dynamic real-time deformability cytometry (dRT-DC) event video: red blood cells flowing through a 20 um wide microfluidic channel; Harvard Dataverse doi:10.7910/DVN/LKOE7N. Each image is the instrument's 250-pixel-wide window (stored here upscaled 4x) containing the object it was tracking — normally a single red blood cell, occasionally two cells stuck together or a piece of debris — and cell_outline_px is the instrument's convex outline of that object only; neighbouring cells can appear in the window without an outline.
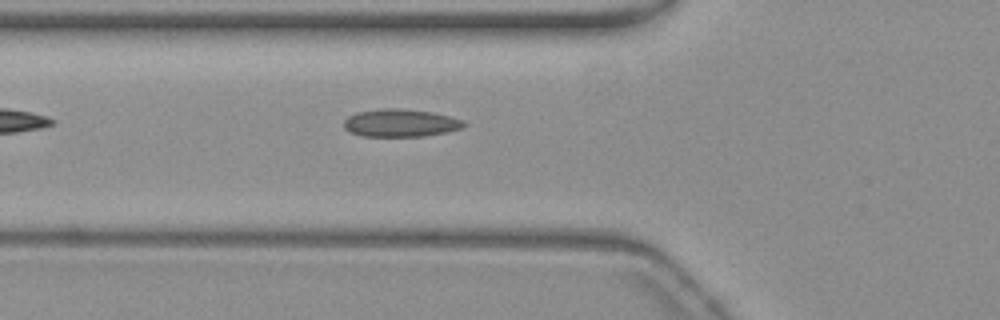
{"species": "common noctule bat (a hibernating species)", "species_latin": "Nyctalus noctula", "temperature_condition": "warm", "stored_images_in_passage": 38, "camera_frame_rate_fps": 3000, "um_per_image_px": 0.085, "animal": {"sex": "female", "body_mass_g": 19.3, "forearm_length_mm": 54.1}, "frame": {"image": 1, "passage_image": 2, "time_ms": 0.333, "image_size_px": [1000, 320], "cell_outline_px": [[468, 124], [460, 128], [444, 132], [424, 136], [360, 136], [348, 132], [344, 128], [344, 120], [348, 116], [356, 112], [380, 108], [400, 108], [432, 112], [464, 120]], "centroid_in_image_um": [33.99, 10.44], "position_along_channel_um": 91.8, "area_um2": 19.48}}
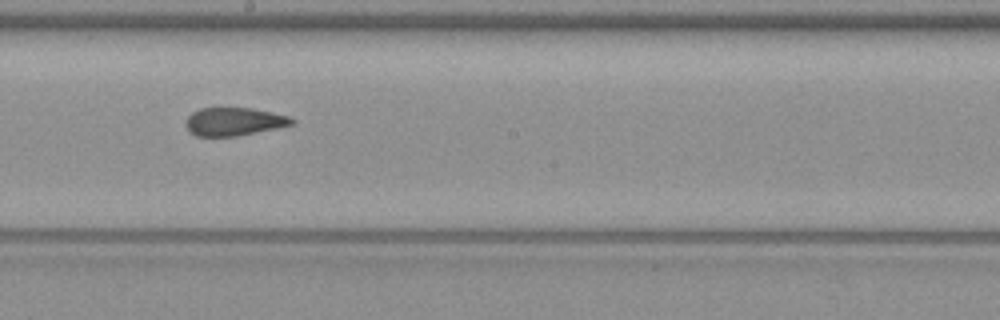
{"frame": {"image": 2, "passage_image": 13, "time_ms": 4.0, "image_size_px": [1000, 320], "cell_outline_px": [[296, 120], [292, 124], [276, 128], [236, 136], [196, 136], [184, 124], [184, 120], [192, 112], [200, 108], [252, 108], [292, 116]], "centroid_in_image_um": [19.9, 10.32], "position_along_channel_um": 228.3, "area_um2": 17.4}}
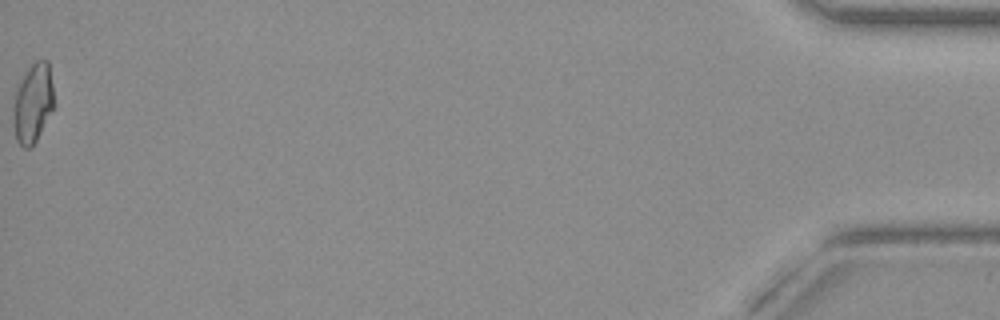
{"frame": {"image": 3, "passage_image": 38, "time_ms": 12.333, "image_size_px": [1000, 320], "cell_outline_px": [[56, 104], [36, 140], [28, 148], [24, 148], [16, 140], [12, 120], [12, 112], [16, 92], [28, 68], [36, 60], [48, 60]], "centroid_in_image_um": [2.82, 8.78], "position_along_channel_um": 432.4, "area_um2": 18.79}}